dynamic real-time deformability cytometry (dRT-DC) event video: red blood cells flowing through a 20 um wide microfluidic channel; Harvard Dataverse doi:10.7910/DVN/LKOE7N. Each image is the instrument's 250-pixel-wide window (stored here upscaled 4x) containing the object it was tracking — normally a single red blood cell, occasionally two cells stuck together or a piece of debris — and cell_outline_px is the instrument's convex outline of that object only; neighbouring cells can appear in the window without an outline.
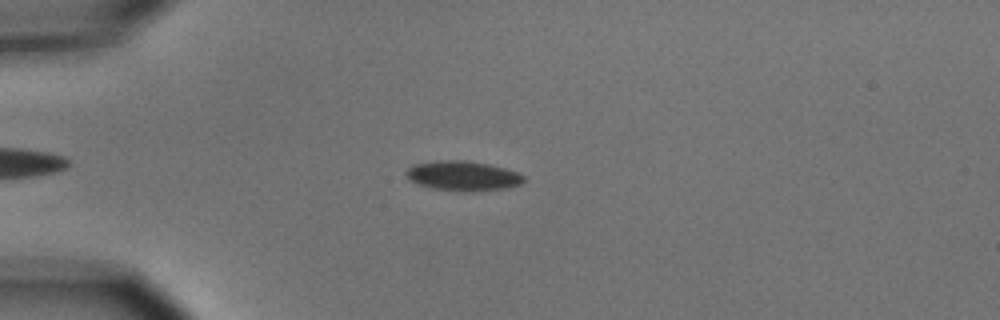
{"species": "common noctule bat (a hibernating species)", "species_latin": "Nyctalus noctula", "temperature_condition": "cold", "stored_images_in_passage": 8, "camera_frame_rate_fps": 3000, "um_per_image_px": 0.085, "animal": {"sex": "male", "body_mass_g": 15.6}, "frame": {"image": 1, "passage_image": 4, "time_ms": 4.333, "image_size_px": [1000, 320], "cell_outline_px": [[524, 180], [520, 184], [508, 188], [476, 192], [432, 188], [408, 180], [404, 172], [412, 164], [440, 160], [468, 160], [488, 164], [504, 168], [516, 172], [524, 176]], "centroid_in_image_um": [39.33, 14.94], "position_along_channel_um": 45.7, "area_um2": 20.46}}
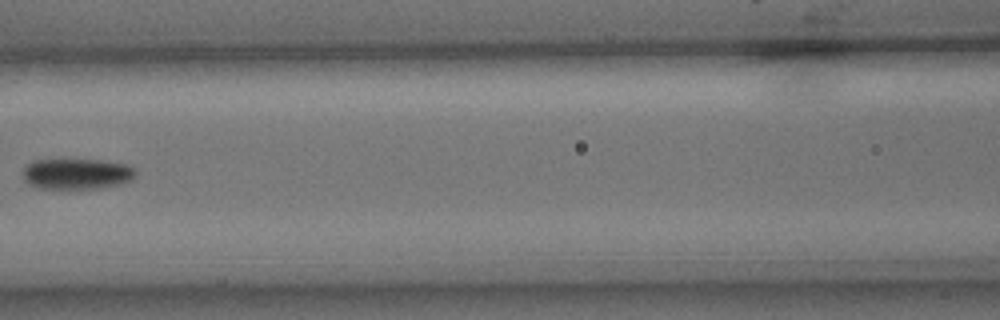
{"frame": {"image": 2, "passage_image": 7, "time_ms": 8.0, "image_size_px": [1000, 320], "cell_outline_px": [[136, 176], [132, 180], [120, 184], [104, 188], [40, 188], [28, 184], [24, 180], [24, 168], [32, 160], [100, 160], [124, 164], [132, 168], [136, 172]], "centroid_in_image_um": [6.53, 14.78], "position_along_channel_um": 160.1, "area_um2": 20.06}}
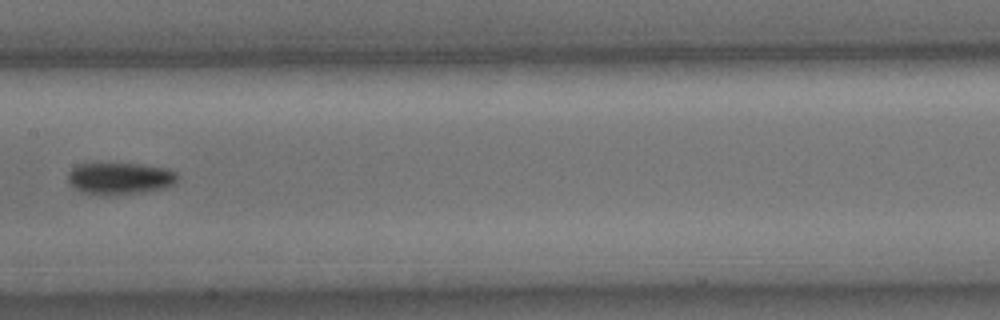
{"frame": {"image": 3, "passage_image": 8, "time_ms": 9.0, "image_size_px": [1000, 320], "cell_outline_px": [[180, 176], [172, 184], [164, 188], [140, 192], [108, 196], [80, 192], [72, 188], [68, 180], [68, 172], [72, 168], [80, 164], [140, 164], [168, 168], [176, 172]], "centroid_in_image_um": [10.17, 15.18], "position_along_channel_um": 197.2, "area_um2": 20.46}}